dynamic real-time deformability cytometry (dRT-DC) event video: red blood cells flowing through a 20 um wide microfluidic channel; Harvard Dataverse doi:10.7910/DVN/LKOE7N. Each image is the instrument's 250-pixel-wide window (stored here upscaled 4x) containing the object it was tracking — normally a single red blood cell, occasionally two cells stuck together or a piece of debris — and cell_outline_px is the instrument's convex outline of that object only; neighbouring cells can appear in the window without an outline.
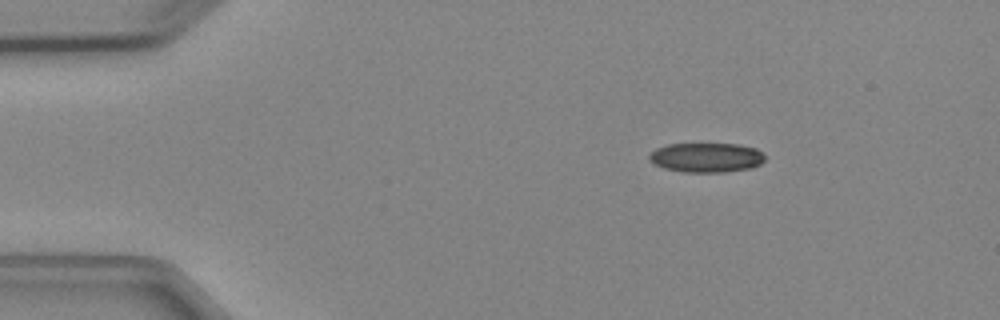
{"species": "Egyptian fruit bat (a non-hibernating species)", "species_latin": "Rousettus aegyptiacus", "temperature_condition": "cold", "stored_images_in_passage": 4, "camera_frame_rate_fps": 3000, "um_per_image_px": 0.085, "animal": {"sex": "female"}, "frame": {"image": 1, "passage_image": 2, "time_ms": 1.0, "image_size_px": [1000, 320], "cell_outline_px": [[764, 160], [760, 164], [752, 168], [724, 172], [680, 172], [664, 168], [652, 164], [648, 156], [656, 148], [668, 144], [736, 144], [756, 148], [764, 156]], "centroid_in_image_um": [60.01, 13.4], "position_along_channel_um": 25.0, "area_um2": 19.94}}